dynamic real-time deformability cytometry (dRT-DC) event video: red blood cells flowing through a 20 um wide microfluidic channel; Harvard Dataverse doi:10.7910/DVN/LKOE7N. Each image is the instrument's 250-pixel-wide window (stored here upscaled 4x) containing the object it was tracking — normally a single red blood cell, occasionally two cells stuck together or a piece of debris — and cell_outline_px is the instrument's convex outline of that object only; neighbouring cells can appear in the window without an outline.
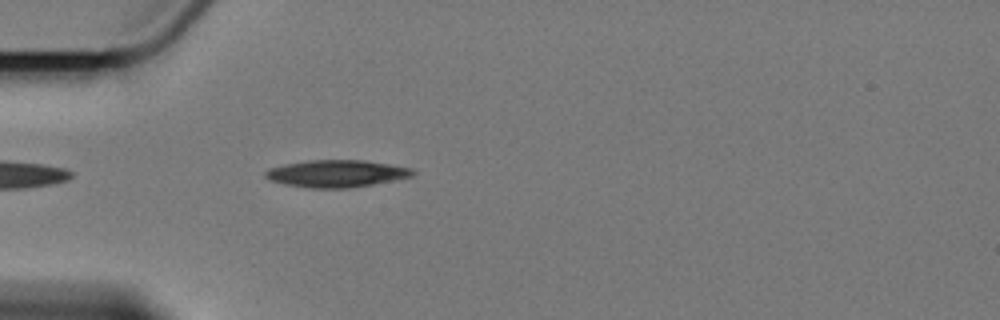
{"species": "Egyptian fruit bat (a non-hibernating species)", "species_latin": "Rousettus aegyptiacus", "temperature_condition": "cold", "stored_images_in_passage": 5, "camera_frame_rate_fps": 3000, "um_per_image_px": 0.085, "animal": {"sex": "female"}, "frame": {"image": 1, "passage_image": 5, "time_ms": 5.667, "image_size_px": [1000, 320], "cell_outline_px": [[416, 172], [412, 176], [372, 184], [348, 188], [312, 188], [284, 184], [272, 180], [264, 176], [264, 172], [272, 168], [288, 164], [312, 160], [364, 160], [412, 168]], "centroid_in_image_um": [28.63, 14.75], "position_along_channel_um": 56.4, "area_um2": 22.89}}